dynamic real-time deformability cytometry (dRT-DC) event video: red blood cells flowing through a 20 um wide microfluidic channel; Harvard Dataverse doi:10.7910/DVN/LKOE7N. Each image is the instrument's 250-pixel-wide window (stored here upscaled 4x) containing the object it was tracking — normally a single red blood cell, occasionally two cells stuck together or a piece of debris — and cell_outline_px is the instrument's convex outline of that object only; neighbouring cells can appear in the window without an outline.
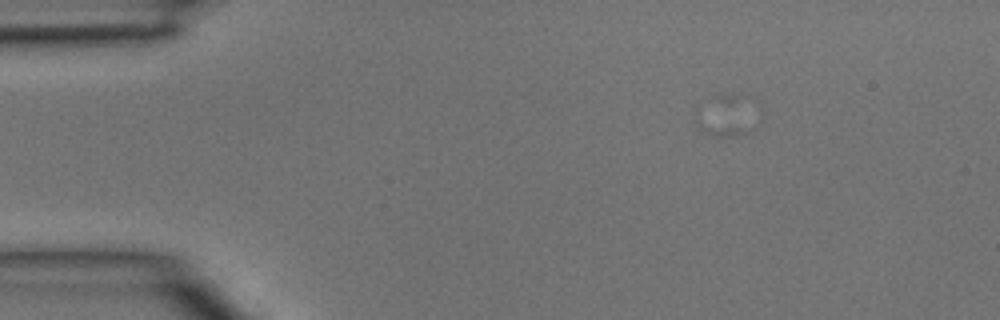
{"species": "common noctule bat (a hibernating species)", "species_latin": "Nyctalus noctula", "temperature_condition": "room temperature", "stored_images_in_passage": 1, "camera_frame_rate_fps": 3000, "um_per_image_px": 0.085, "animal": {"sex": "male", "body_mass_g": 15.6}, "frame": {"image": 1, "passage_image": 1, "time_ms": 0.0, "image_size_px": [1000, 320], "cell_outline_px": [[764, 116], [760, 128], [752, 132], [736, 136], [720, 136], [708, 132], [696, 120], [696, 100], [764, 112]], "centroid_in_image_um": [61.84, 10.13], "position_along_channel_um": 23.2, "area_um2": 12.72}}